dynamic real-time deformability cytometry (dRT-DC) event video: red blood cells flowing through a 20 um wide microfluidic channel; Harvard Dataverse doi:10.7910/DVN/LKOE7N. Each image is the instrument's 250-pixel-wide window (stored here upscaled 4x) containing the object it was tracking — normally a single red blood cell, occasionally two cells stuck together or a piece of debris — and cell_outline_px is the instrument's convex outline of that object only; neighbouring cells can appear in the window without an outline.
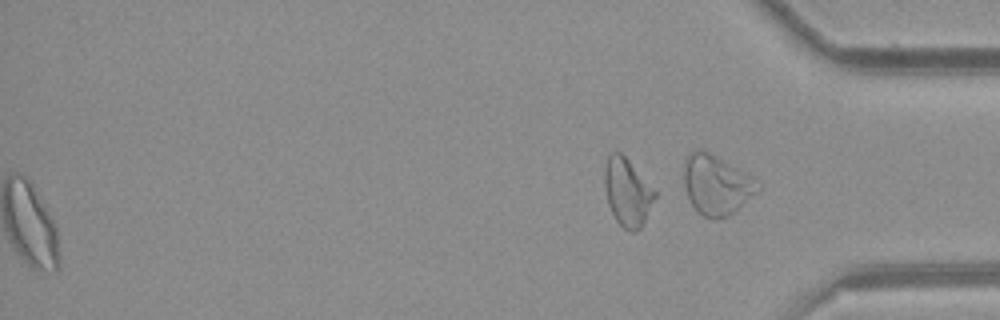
{"species": "common noctule bat (a hibernating species)", "species_latin": "Nyctalus noctula", "temperature_condition": "room temperature", "stored_images_in_passage": 53, "segment_of_instrument_passage": [2, 2], "camera_frame_rate_fps": 3000, "um_per_image_px": 0.085, "animal": {"sex": "female", "body_mass_g": 21.9}, "frame": {"image": 1, "passage_image": 53, "time_ms": 17.333, "image_size_px": [1000, 320], "cell_outline_px": [[760, 188], [756, 192], [728, 216], [716, 220], [704, 216], [692, 204], [688, 196], [684, 184], [684, 168], [688, 152], [708, 152], [748, 172], [752, 176]], "centroid_in_image_um": [60.9, 15.71], "position_along_channel_um": 374.3, "area_um2": 25.09}}